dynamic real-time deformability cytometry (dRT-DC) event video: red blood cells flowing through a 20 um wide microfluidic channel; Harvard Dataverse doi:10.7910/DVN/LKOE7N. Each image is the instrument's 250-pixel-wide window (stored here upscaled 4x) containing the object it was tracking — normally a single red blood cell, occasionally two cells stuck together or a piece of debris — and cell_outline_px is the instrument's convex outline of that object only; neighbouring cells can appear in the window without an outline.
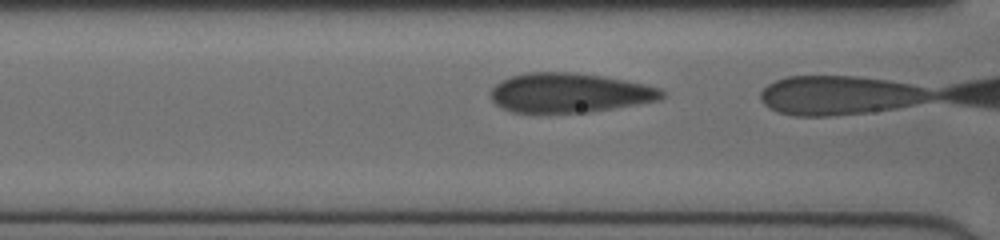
{"species": "human", "species_latin": "Homo sapiens", "temperature_condition": "cold", "stored_images_in_passage": 4, "camera_frame_rate_fps": 3000, "um_per_image_px": 0.085, "donor": {"sex": "female"}, "frame": {"image": 1, "passage_image": 3, "time_ms": 0.667, "image_size_px": [1000, 240], "cell_outline_px": [[664, 96], [660, 100], [640, 104], [588, 112], [512, 112], [496, 104], [492, 100], [492, 88], [500, 80], [524, 72], [576, 72], [604, 76], [648, 84], [660, 88], [664, 92]], "centroid_in_image_um": [48.45, 7.87], "position_along_channel_um": 118.1, "area_um2": 39.54}}